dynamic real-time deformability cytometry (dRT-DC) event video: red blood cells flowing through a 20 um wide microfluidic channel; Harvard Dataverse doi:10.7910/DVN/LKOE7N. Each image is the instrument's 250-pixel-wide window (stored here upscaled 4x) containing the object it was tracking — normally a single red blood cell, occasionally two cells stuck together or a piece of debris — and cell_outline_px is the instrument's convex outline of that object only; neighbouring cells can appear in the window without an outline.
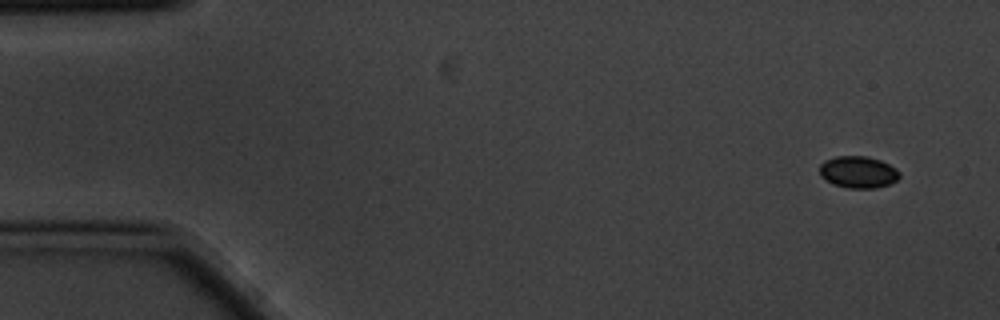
{"species": "common noctule bat (a hibernating species)", "species_latin": "Nyctalus noctula", "temperature_condition": "cold", "stored_images_in_passage": 6, "camera_frame_rate_fps": 3000, "um_per_image_px": 0.085, "animal": {"sex": "male", "body_mass_g": 20.1, "forearm_length_mm": 53.5}, "frame": {"image": 1, "passage_image": 1, "time_ms": 0.0, "image_size_px": [1000, 320], "cell_outline_px": [[900, 176], [896, 180], [888, 184], [876, 188], [848, 188], [836, 184], [820, 176], [820, 164], [824, 160], [836, 156], [868, 156], [880, 160], [896, 168], [900, 172]], "centroid_in_image_um": [72.95, 14.61], "position_along_channel_um": 12.0, "area_um2": 14.74}}
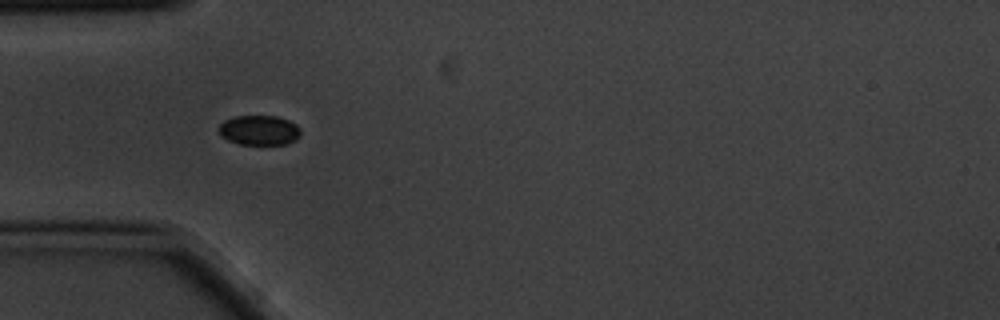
{"frame": {"image": 2, "passage_image": 5, "time_ms": 1.333, "image_size_px": [1000, 320], "cell_outline_px": [[300, 136], [296, 140], [284, 144], [240, 144], [228, 140], [220, 136], [220, 124], [224, 120], [236, 116], [276, 116], [288, 120], [296, 124], [300, 128]], "centroid_in_image_um": [22.05, 11.07], "position_along_channel_um": 63.0, "area_um2": 14.16}}